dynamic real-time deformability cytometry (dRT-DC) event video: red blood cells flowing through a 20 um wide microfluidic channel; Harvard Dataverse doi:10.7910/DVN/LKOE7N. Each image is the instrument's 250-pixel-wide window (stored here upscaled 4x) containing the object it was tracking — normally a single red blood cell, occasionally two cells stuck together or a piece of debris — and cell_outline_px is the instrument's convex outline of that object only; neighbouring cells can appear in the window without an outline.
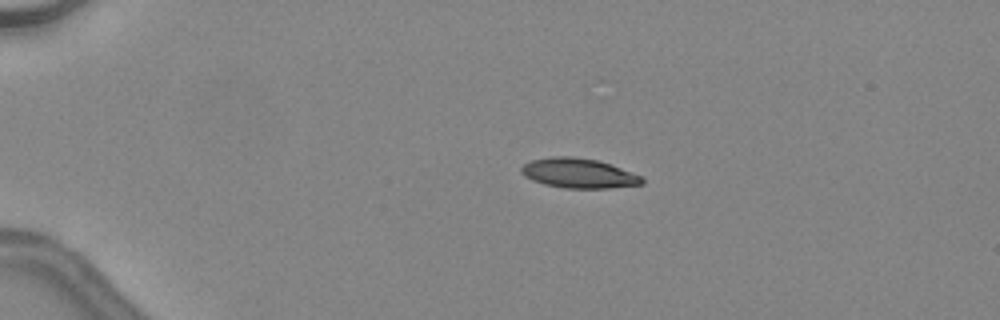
{"species": "common noctule bat (a hibernating species)", "species_latin": "Nyctalus noctula", "temperature_condition": "warm", "stored_images_in_passage": 21, "camera_frame_rate_fps": 3000, "um_per_image_px": 0.085, "animal": {"sex": "female", "body_mass_g": 24.6, "forearm_length_mm": 56.2}, "frame": {"image": 1, "passage_image": 12, "time_ms": 3.667, "image_size_px": [1000, 320], "cell_outline_px": [[644, 184], [612, 188], [564, 188], [544, 184], [532, 180], [524, 176], [520, 172], [520, 168], [524, 164], [532, 160], [548, 156], [572, 156], [596, 160], [644, 176]], "centroid_in_image_um": [49.18, 14.73], "position_along_channel_um": 35.8, "area_um2": 21.04}}